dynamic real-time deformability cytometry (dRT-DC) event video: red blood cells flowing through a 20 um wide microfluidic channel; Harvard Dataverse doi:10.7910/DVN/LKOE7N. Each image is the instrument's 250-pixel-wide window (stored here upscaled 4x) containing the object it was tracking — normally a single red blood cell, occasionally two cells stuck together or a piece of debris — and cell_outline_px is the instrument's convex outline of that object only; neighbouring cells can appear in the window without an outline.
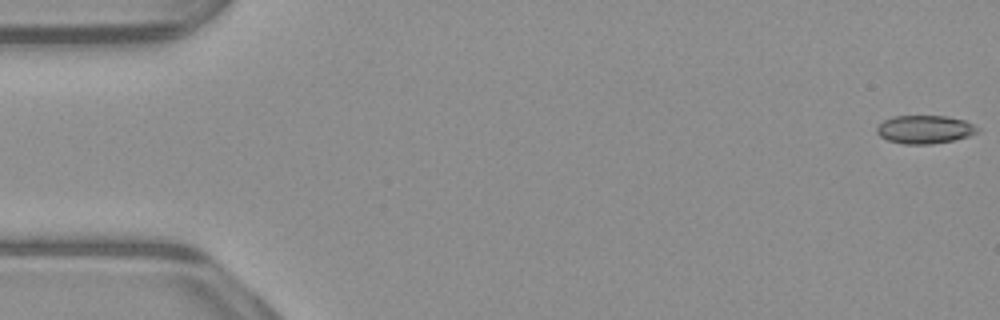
{"species": "common noctule bat (a hibernating species)", "species_latin": "Nyctalus noctula", "temperature_condition": "warm", "stored_images_in_passage": 53, "camera_frame_rate_fps": 3000, "um_per_image_px": 0.085, "animal": {"sex": "male", "body_mass_g": 23.1, "forearm_length_mm": 52.7}, "frame": {"image": 1, "passage_image": 1, "time_ms": 0.0, "image_size_px": [1000, 320], "cell_outline_px": [[980, 132], [956, 140], [932, 144], [904, 144], [888, 140], [880, 136], [876, 132], [876, 128], [884, 120], [892, 116], [944, 116], [964, 120], [980, 128]], "centroid_in_image_um": [78.62, 11.01], "position_along_channel_um": 6.4, "area_um2": 16.65}}
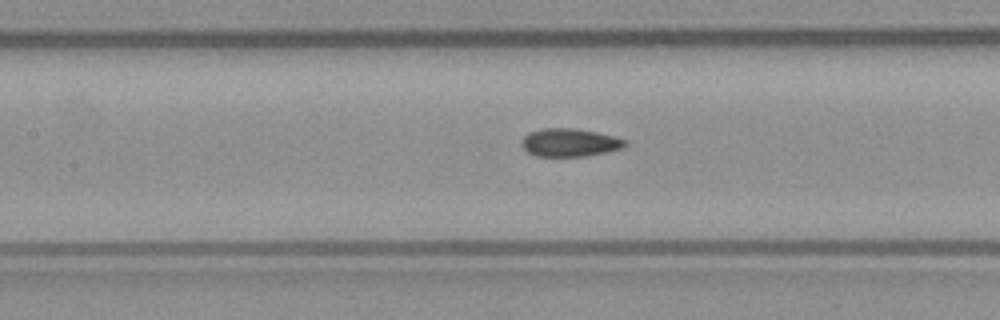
{"frame": {"image": 2, "passage_image": 24, "time_ms": 7.667, "image_size_px": [1000, 320], "cell_outline_px": [[628, 144], [624, 148], [588, 156], [536, 156], [528, 152], [520, 144], [524, 136], [528, 132], [544, 128], [576, 128], [596, 132], [628, 140]], "centroid_in_image_um": [48.44, 12.11], "position_along_channel_um": 159.0, "area_um2": 17.05}}
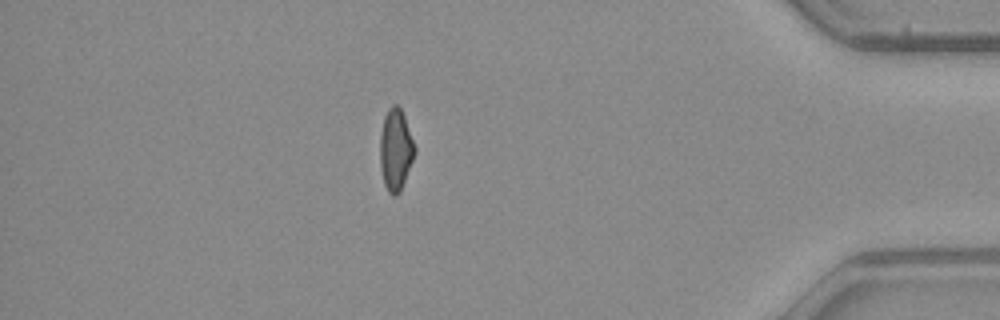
{"frame": {"image": 3, "passage_image": 46, "time_ms": 15.0, "image_size_px": [1000, 320], "cell_outline_px": [[416, 152], [400, 192], [396, 196], [392, 196], [388, 192], [384, 184], [380, 168], [380, 132], [384, 116], [388, 108], [392, 104], [396, 104], [400, 108], [404, 116], [416, 148]], "centroid_in_image_um": [33.62, 12.73], "position_along_channel_um": 401.6, "area_um2": 16.65}, "authors_computed_cell_mechanics": {"area_um2": 16.9932, "velocity_mm_per_s": 3.9434, "shape_relaxation_time_tau1_ms": null, "shape_relaxation_time_tau2_ms": 2.9732, "deformation_change_tau1": null, "deformation_change_tau2": 0.0685}}